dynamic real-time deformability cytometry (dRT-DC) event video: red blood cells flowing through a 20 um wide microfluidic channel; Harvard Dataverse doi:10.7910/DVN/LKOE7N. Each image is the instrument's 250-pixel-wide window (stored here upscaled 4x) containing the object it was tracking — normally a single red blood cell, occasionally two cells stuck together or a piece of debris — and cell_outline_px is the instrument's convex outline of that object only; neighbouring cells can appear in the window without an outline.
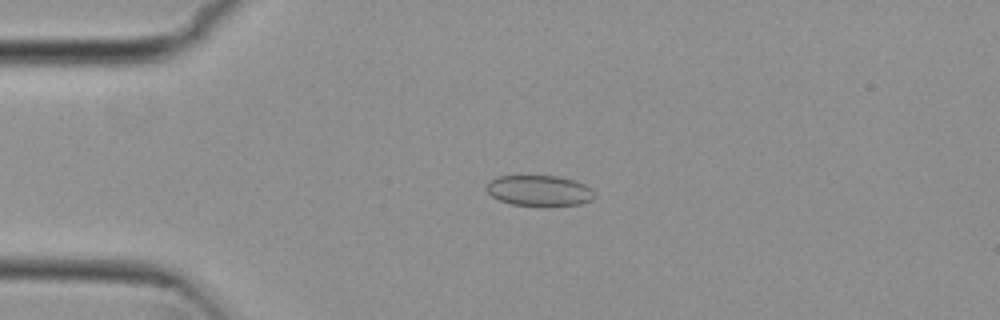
{"species": "common noctule bat (a hibernating species)", "species_latin": "Nyctalus noctula", "temperature_condition": "cold", "stored_images_in_passage": 54, "camera_frame_rate_fps": 3000, "um_per_image_px": 0.085, "animal": {"sex": "female", "body_mass_g": 29.2, "forearm_length_mm": 56.3}, "frame": {"image": 1, "passage_image": 13, "time_ms": 4.0, "image_size_px": [1000, 320], "cell_outline_px": [[596, 196], [592, 200], [580, 204], [512, 204], [500, 200], [492, 196], [484, 188], [488, 180], [496, 176], [560, 176], [584, 184], [596, 192]], "centroid_in_image_um": [45.81, 16.17], "position_along_channel_um": 39.2, "area_um2": 19.02}}
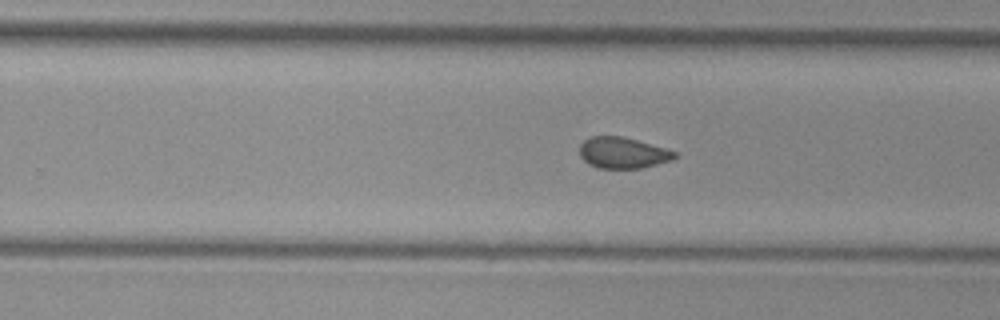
{"frame": {"image": 2, "passage_image": 34, "time_ms": 11.0, "image_size_px": [1000, 320], "cell_outline_px": [[680, 156], [672, 160], [640, 168], [596, 168], [588, 164], [580, 156], [580, 144], [584, 140], [592, 136], [624, 136], [664, 148], [676, 152]], "centroid_in_image_um": [52.93, 12.99], "position_along_channel_um": 276.9, "area_um2": 17.28}}
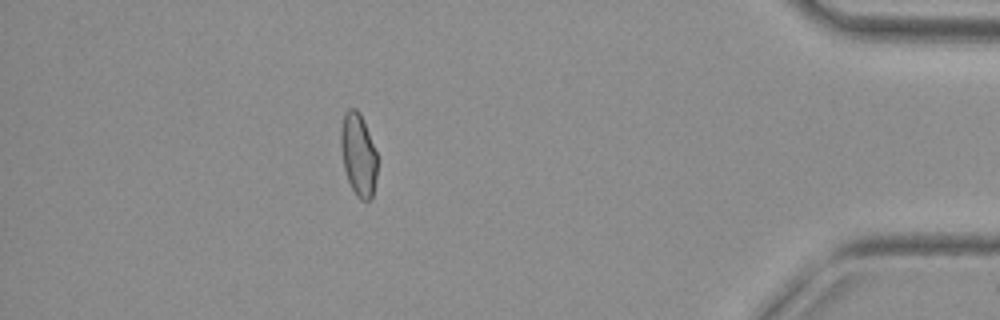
{"frame": {"image": 3, "passage_image": 48, "time_ms": 15.667, "image_size_px": [1000, 320], "cell_outline_px": [[376, 176], [372, 200], [360, 200], [356, 196], [348, 180], [344, 168], [340, 148], [340, 128], [344, 112], [348, 108], [356, 108], [360, 112], [376, 152]], "centroid_in_image_um": [30.43, 13.13], "position_along_channel_um": 404.8, "area_um2": 17.63}, "authors_computed_cell_mechanics": {"area_um2": 18.3804, "velocity_mm_per_s": 3.8095, "shape_relaxation_time_tau1_ms": null, "shape_relaxation_time_tau2_ms": 1.8112, "deformation_change_tau1": null, "deformation_change_tau2": 0.0703}}